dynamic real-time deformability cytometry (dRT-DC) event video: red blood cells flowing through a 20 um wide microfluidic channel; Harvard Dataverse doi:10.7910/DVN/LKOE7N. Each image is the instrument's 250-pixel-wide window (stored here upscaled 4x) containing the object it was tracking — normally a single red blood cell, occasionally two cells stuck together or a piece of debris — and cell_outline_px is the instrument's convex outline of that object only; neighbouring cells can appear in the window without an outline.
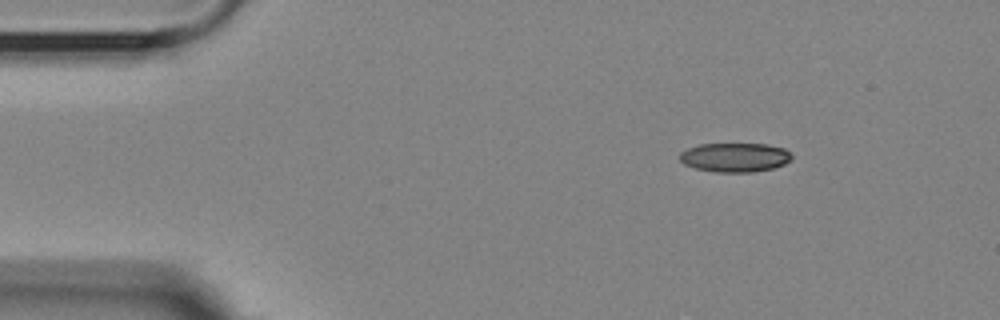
{"species": "Egyptian fruit bat (a non-hibernating species)", "species_latin": "Rousettus aegyptiacus", "temperature_condition": "room temperature", "stored_images_in_passage": 4, "camera_frame_rate_fps": 3000, "um_per_image_px": 0.085, "animal": {"sex": "female"}, "frame": {"image": 1, "passage_image": 4, "time_ms": 3.667, "image_size_px": [1000, 320], "cell_outline_px": [[792, 160], [784, 164], [772, 168], [752, 172], [716, 172], [696, 168], [684, 164], [680, 160], [680, 152], [688, 148], [700, 144], [764, 144], [784, 148], [792, 156]], "centroid_in_image_um": [62.46, 13.37], "position_along_channel_um": 22.5, "area_um2": 18.9}}